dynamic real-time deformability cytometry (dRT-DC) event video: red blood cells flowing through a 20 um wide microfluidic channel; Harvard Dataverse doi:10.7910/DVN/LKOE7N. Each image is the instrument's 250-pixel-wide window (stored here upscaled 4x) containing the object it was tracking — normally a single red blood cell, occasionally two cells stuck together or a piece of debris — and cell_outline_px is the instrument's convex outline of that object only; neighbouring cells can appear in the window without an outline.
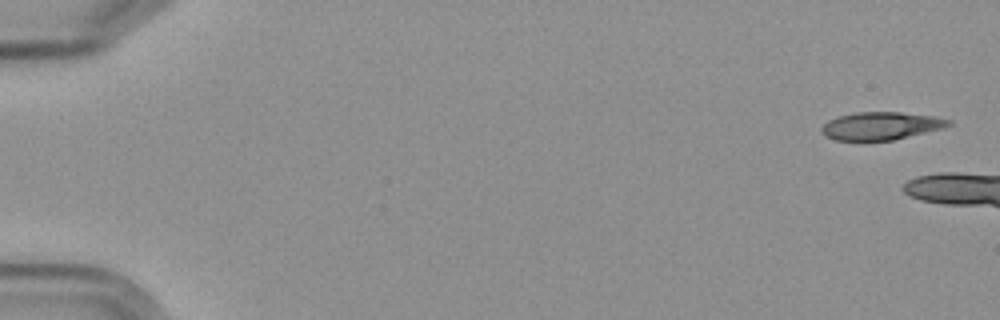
{"species": "Egyptian fruit bat (a non-hibernating species)", "species_latin": "Rousettus aegyptiacus", "temperature_condition": "cold", "stored_images_in_passage": 4, "camera_frame_rate_fps": 3000, "um_per_image_px": 0.085, "frame": {"image": 1, "passage_image": 1, "time_ms": 0.0, "image_size_px": [1000, 320], "cell_outline_px": [[952, 124], [944, 128], [892, 140], [836, 140], [824, 136], [820, 132], [820, 128], [828, 120], [836, 116], [856, 112], [900, 112], [932, 116], [952, 120]], "centroid_in_image_um": [74.85, 10.69], "position_along_channel_um": 10.2, "area_um2": 20.63}}